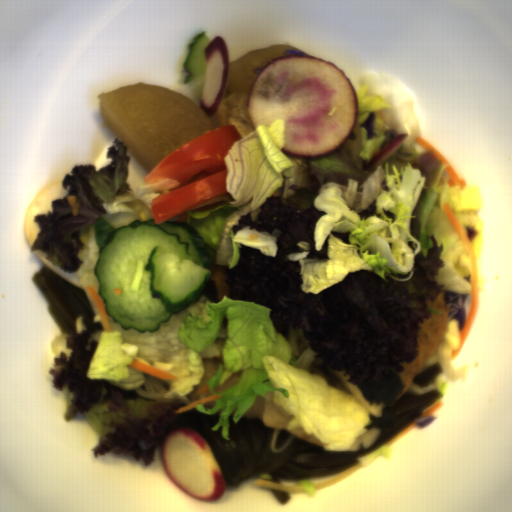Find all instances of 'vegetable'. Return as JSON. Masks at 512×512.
<instances>
[{"label":"vegetable","mask_w":512,"mask_h":512,"mask_svg":"<svg viewBox=\"0 0 512 512\" xmlns=\"http://www.w3.org/2000/svg\"><path fill=\"white\" fill-rule=\"evenodd\" d=\"M285 121L258 124L233 143L224 158L226 193L167 222L186 223L216 253L210 278L196 301L173 313L155 332L111 330L90 340L83 316L68 336L52 339L53 388L66 393L63 420L82 414L98 438L91 453L132 455L155 463L159 436L187 403L125 398L144 371L133 360L175 379L165 398L195 390L205 365L199 353L212 346L227 319L223 363L205 380L221 410L212 432L230 439L257 395L274 402L326 451H344L367 432L370 413L356 398L330 387L323 376L296 366L289 332L299 328L332 384L379 381L382 371L404 372L419 354V323L441 292L472 295V259L449 216L435 206L449 164L430 185L410 163L400 172L388 162L363 171L345 142L331 154L299 158L282 151ZM225 265L230 296L221 301L211 276Z\"/></svg>","instance_id":"add77e79"},{"label":"vegetable","mask_w":512,"mask_h":512,"mask_svg":"<svg viewBox=\"0 0 512 512\" xmlns=\"http://www.w3.org/2000/svg\"><path fill=\"white\" fill-rule=\"evenodd\" d=\"M298 483L310 498L316 494L317 490L314 489L310 478H303Z\"/></svg>","instance_id":"8f37a823"},{"label":"vegetable","mask_w":512,"mask_h":512,"mask_svg":"<svg viewBox=\"0 0 512 512\" xmlns=\"http://www.w3.org/2000/svg\"><path fill=\"white\" fill-rule=\"evenodd\" d=\"M127 150L124 141L114 137L112 145L106 149L108 165L98 171L93 164L74 165L62 179L63 190L69 187L68 194L51 199L52 211L35 214L33 218L39 232L30 253L40 250L54 267L79 276L95 312V323H102L100 312L86 287H92L100 295V283L95 274L101 257L97 221L102 218L117 230L136 220L143 223L154 219L151 201L181 184L168 177L134 190L131 182H127L131 160Z\"/></svg>","instance_id":"ea0f7189"},{"label":"vegetable","mask_w":512,"mask_h":512,"mask_svg":"<svg viewBox=\"0 0 512 512\" xmlns=\"http://www.w3.org/2000/svg\"><path fill=\"white\" fill-rule=\"evenodd\" d=\"M361 87L354 91L357 99V120L362 148L358 153L366 166L386 139L384 132L394 130L396 135L408 133L403 141L404 148L414 143V139L422 137L421 123L418 120L414 102L405 92L399 78L380 70H366L360 76ZM370 110L376 113L372 140H366V130L360 127Z\"/></svg>","instance_id":"f7b5029e"},{"label":"vegetable","mask_w":512,"mask_h":512,"mask_svg":"<svg viewBox=\"0 0 512 512\" xmlns=\"http://www.w3.org/2000/svg\"><path fill=\"white\" fill-rule=\"evenodd\" d=\"M461 346V331L458 319H451L446 324V333L437 348V361L441 364L443 372L436 379V388L443 397L449 382H456L459 379L467 380L470 363L461 367H452L451 353Z\"/></svg>","instance_id":"96ceb2fe"},{"label":"vegetable","mask_w":512,"mask_h":512,"mask_svg":"<svg viewBox=\"0 0 512 512\" xmlns=\"http://www.w3.org/2000/svg\"><path fill=\"white\" fill-rule=\"evenodd\" d=\"M384 455L386 459L389 461L392 456V445L390 447L389 444H382L379 447L373 449L372 451L360 456L357 458L358 463L361 467L367 468L374 463V461Z\"/></svg>","instance_id":"f1789d4c"}]
</instances>
